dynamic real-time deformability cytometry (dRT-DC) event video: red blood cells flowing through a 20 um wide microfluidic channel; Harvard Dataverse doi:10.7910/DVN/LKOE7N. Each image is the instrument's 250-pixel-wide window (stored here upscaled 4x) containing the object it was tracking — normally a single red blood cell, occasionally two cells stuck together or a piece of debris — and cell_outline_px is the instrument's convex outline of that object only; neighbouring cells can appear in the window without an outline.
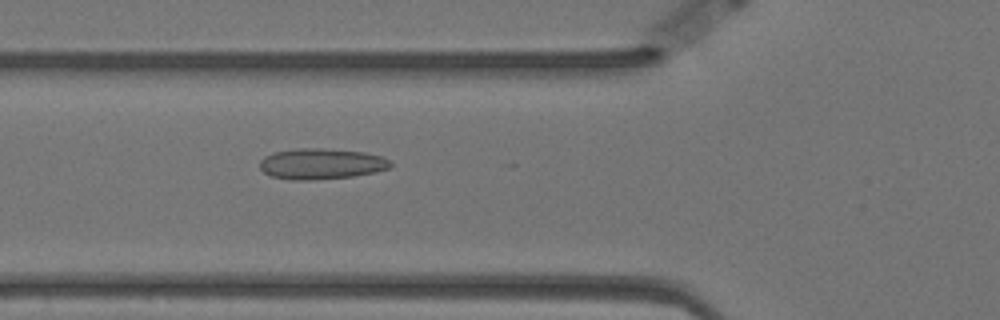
{"species": "Egyptian fruit bat (a non-hibernating species)", "species_latin": "Rousettus aegyptiacus", "temperature_condition": "warm", "stored_images_in_passage": 45, "camera_frame_rate_fps": 3000, "um_per_image_px": 0.085, "animal": {"sex": "female"}, "frame": {"image": 1, "passage_image": 20, "time_ms": 6.333, "image_size_px": [1000, 320], "cell_outline_px": [[392, 164], [388, 168], [376, 172], [352, 176], [312, 180], [288, 180], [272, 176], [264, 172], [260, 168], [260, 160], [264, 156], [272, 152], [296, 148], [320, 148], [364, 152], [380, 156], [388, 160]], "centroid_in_image_um": [27.26, 13.92], "position_along_channel_um": 98.5, "area_um2": 23.47}}
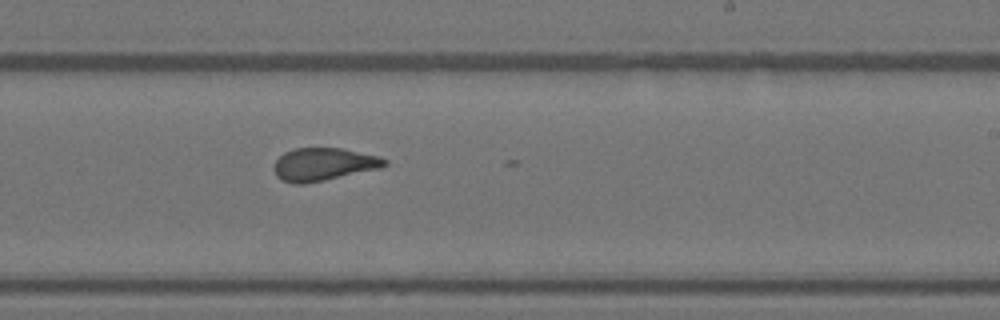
{"frame": {"image": 2, "passage_image": 34, "time_ms": 11.0, "image_size_px": [1000, 320], "cell_outline_px": [[388, 164], [380, 168], [324, 180], [304, 184], [292, 184], [276, 176], [272, 168], [276, 160], [284, 152], [292, 148], [344, 148], [380, 156], [388, 160]], "centroid_in_image_um": [27.5, 13.95], "position_along_channel_um": 261.5, "area_um2": 21.33}}
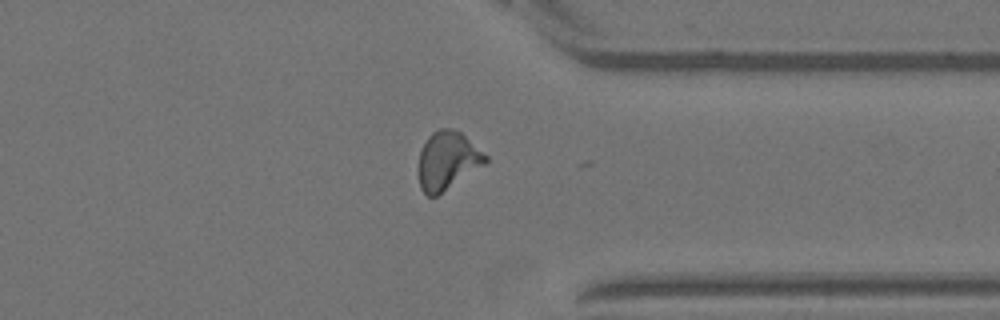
{"frame": {"image": 3, "passage_image": 44, "time_ms": 14.333, "image_size_px": [1000, 320], "cell_outline_px": [[488, 160], [484, 164], [436, 196], [428, 196], [420, 188], [420, 152], [428, 136], [432, 132], [440, 128], [452, 128], [460, 132], [488, 156]], "centroid_in_image_um": [38.04, 13.62], "position_along_channel_um": 373.4, "area_um2": 22.08}, "authors_computed_cell_mechanics": {"area_um2": 22.5998, "velocity_mm_per_s": 3.4938, "shape_relaxation_time_tau1_ms": null, "shape_relaxation_time_tau2_ms": 1.0839, "deformation_change_tau1": null, "deformation_change_tau2": 0.0982}}